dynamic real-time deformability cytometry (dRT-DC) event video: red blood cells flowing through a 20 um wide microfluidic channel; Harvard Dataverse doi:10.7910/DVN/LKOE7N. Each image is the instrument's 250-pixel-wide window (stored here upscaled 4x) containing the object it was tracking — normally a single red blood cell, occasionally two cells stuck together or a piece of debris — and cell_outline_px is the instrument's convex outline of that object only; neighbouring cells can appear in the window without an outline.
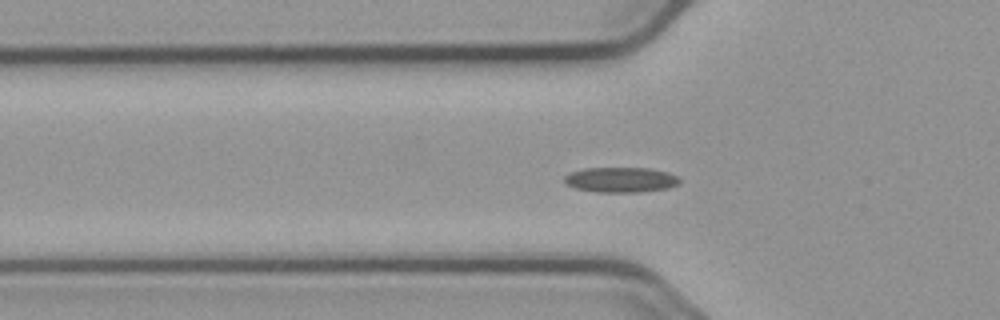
{"species": "common noctule bat (a hibernating species)", "species_latin": "Nyctalus noctula", "temperature_condition": "cold", "stored_images_in_passage": 57, "camera_frame_rate_fps": 3000, "um_per_image_px": 0.085, "animal": {"sex": "male", "body_mass_g": 23.1, "forearm_length_mm": 52.7}, "frame": {"image": 1, "passage_image": 19, "time_ms": 6.0, "image_size_px": [1000, 320], "cell_outline_px": [[680, 184], [668, 188], [640, 192], [596, 192], [576, 188], [568, 184], [564, 180], [564, 176], [572, 172], [584, 168], [648, 168], [668, 172], [676, 176], [680, 180]], "centroid_in_image_um": [52.79, 15.28], "position_along_channel_um": 73.0, "area_um2": 16.82}}
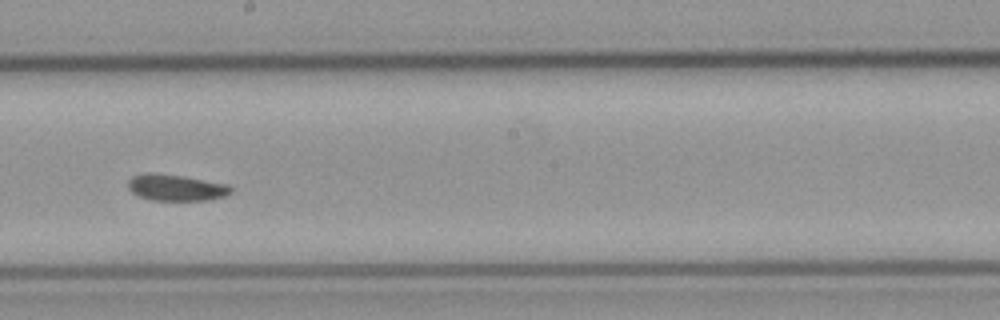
{"frame": {"image": 2, "passage_image": 32, "time_ms": 10.333, "image_size_px": [1000, 320], "cell_outline_px": [[232, 192], [224, 196], [212, 200], [152, 200], [140, 196], [132, 192], [128, 188], [128, 180], [132, 176], [144, 172], [152, 172], [184, 176], [228, 184], [232, 188]], "centroid_in_image_um": [14.96, 15.93], "position_along_channel_um": 233.2, "area_um2": 15.95}}
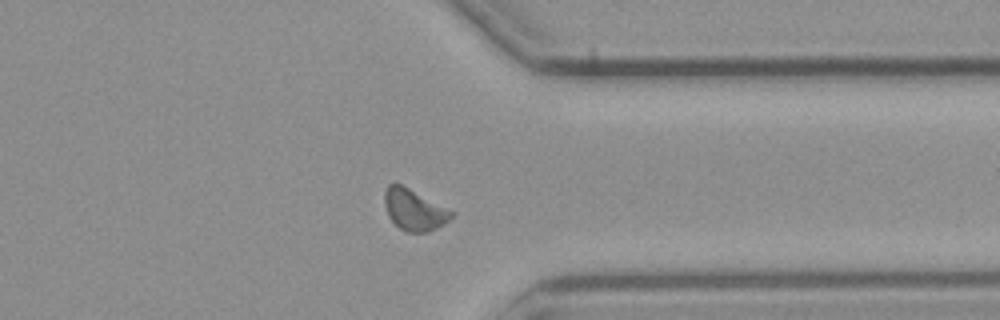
{"frame": {"image": 3, "passage_image": 44, "time_ms": 14.333, "image_size_px": [1000, 320], "cell_outline_px": [[456, 212], [444, 224], [428, 232], [404, 232], [388, 216], [384, 204], [384, 192], [388, 184], [400, 184]], "centroid_in_image_um": [35.2, 17.84], "position_along_channel_um": 376.2, "area_um2": 15.95}}